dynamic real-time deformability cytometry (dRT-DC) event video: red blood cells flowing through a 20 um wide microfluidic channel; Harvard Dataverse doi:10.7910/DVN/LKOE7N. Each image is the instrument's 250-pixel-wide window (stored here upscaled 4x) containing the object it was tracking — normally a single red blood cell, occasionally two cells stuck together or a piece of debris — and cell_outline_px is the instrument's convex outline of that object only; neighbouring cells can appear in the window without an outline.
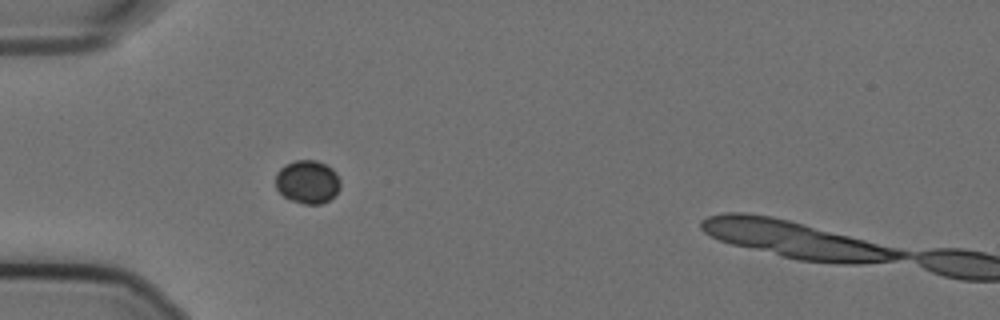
{"species": "Egyptian fruit bat (a non-hibernating species)", "species_latin": "Rousettus aegyptiacus", "temperature_condition": "cold", "stored_images_in_passage": 30, "camera_frame_rate_fps": 3000, "um_per_image_px": 0.085, "animal": {"sex": "female"}, "frame": {"image": 1, "passage_image": 1, "time_ms": 0.0, "image_size_px": [1000, 320], "cell_outline_px": [[340, 188], [328, 200], [320, 204], [304, 204], [292, 200], [284, 196], [276, 188], [276, 172], [284, 164], [296, 160], [316, 160], [332, 168], [336, 172], [340, 180]], "centroid_in_image_um": [26.13, 15.44], "position_along_channel_um": 58.9, "area_um2": 16.3}}
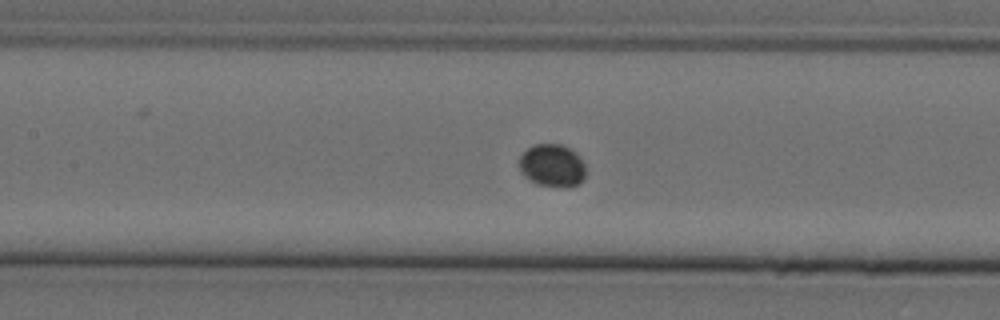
{"frame": {"image": 2, "passage_image": 10, "time_ms": 3.0, "image_size_px": [1000, 320], "cell_outline_px": [[584, 180], [580, 184], [568, 188], [564, 188], [536, 184], [524, 176], [520, 172], [520, 156], [528, 148], [536, 144], [560, 144], [576, 152], [580, 156], [584, 164]], "centroid_in_image_um": [46.96, 14.1], "position_along_channel_um": 160.4, "area_um2": 16.7}}
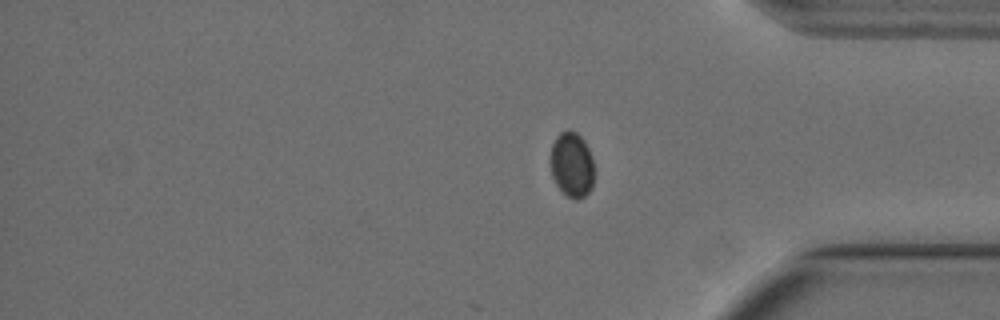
{"frame": {"image": 3, "passage_image": 30, "time_ms": 9.667, "image_size_px": [1000, 320], "cell_outline_px": [[592, 188], [580, 200], [576, 200], [568, 196], [556, 184], [552, 176], [552, 144], [556, 136], [560, 132], [568, 128], [576, 132], [584, 140], [592, 156]], "centroid_in_image_um": [48.61, 13.97], "position_along_channel_um": 386.6, "area_um2": 16.36}}